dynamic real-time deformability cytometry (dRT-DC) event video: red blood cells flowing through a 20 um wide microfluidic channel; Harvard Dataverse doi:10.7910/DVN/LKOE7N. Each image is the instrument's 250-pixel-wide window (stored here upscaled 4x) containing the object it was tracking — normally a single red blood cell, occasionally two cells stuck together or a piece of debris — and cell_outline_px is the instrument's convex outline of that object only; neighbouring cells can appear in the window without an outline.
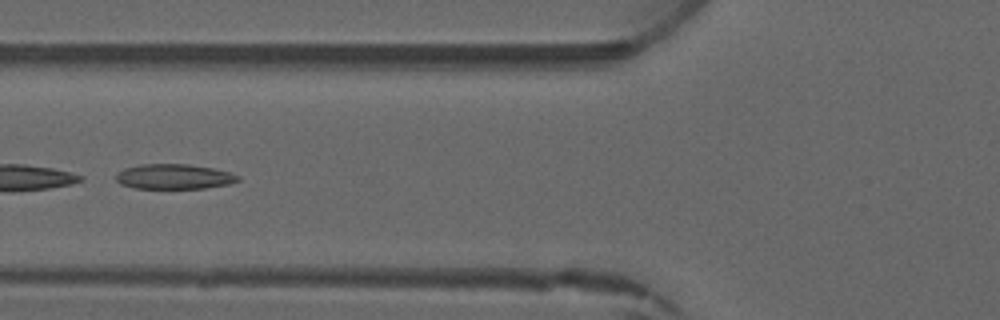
{"species": "common noctule bat (a hibernating species)", "species_latin": "Nyctalus noctula", "temperature_condition": "warm", "stored_images_in_passage": 3, "camera_frame_rate_fps": 3000, "um_per_image_px": 0.085, "animal": {"sex": "male", "forearm_length_mm": 52.5}, "frame": {"image": 1, "passage_image": 3, "time_ms": 2.0, "image_size_px": [1000, 320], "cell_outline_px": [[240, 180], [228, 184], [204, 188], [136, 188], [120, 184], [116, 180], [116, 176], [124, 168], [140, 164], [188, 164], [216, 168], [240, 176]], "centroid_in_image_um": [14.81, 15.0], "position_along_channel_um": 111.0, "area_um2": 17.74}}